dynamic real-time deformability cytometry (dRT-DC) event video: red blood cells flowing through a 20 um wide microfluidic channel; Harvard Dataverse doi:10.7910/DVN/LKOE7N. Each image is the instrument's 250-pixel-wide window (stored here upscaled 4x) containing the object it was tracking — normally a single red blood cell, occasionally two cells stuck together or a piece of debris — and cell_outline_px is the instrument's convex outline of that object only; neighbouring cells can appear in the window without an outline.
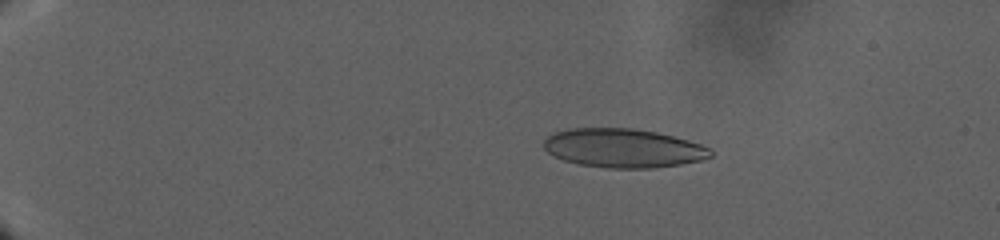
{"species": "human", "species_latin": "Homo sapiens", "temperature_condition": "warm", "stored_images_in_passage": 96, "camera_frame_rate_fps": 3000, "um_per_image_px": 0.085, "donor": {"sex": "male"}, "frame": {"image": 1, "passage_image": 19, "time_ms": 9.667, "image_size_px": [1000, 240], "cell_outline_px": [[712, 156], [700, 160], [680, 164], [652, 168], [608, 168], [580, 164], [564, 160], [548, 152], [544, 148], [544, 140], [548, 136], [556, 132], [568, 128], [632, 128], [656, 132], [688, 140], [700, 144], [708, 148], [712, 152]], "centroid_in_image_um": [52.96, 12.59], "position_along_channel_um": 32.0, "area_um2": 37.51}}
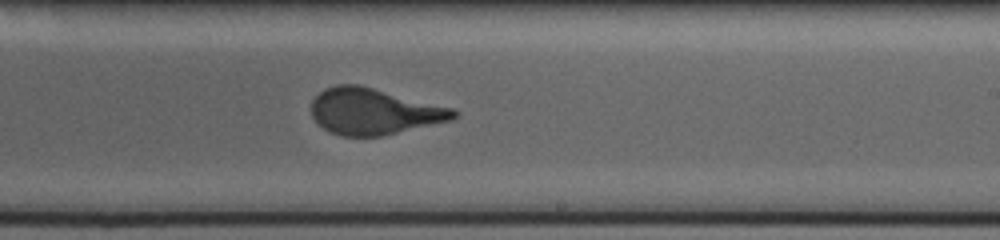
{"frame": {"image": 2, "passage_image": 62, "time_ms": 30.333, "image_size_px": [1000, 240], "cell_outline_px": [[460, 112], [452, 120], [380, 136], [344, 136], [332, 132], [316, 124], [312, 116], [312, 100], [324, 88], [336, 84], [360, 84], [452, 108]], "centroid_in_image_um": [31.76, 9.46], "position_along_channel_um": 257.2, "area_um2": 38.21}}
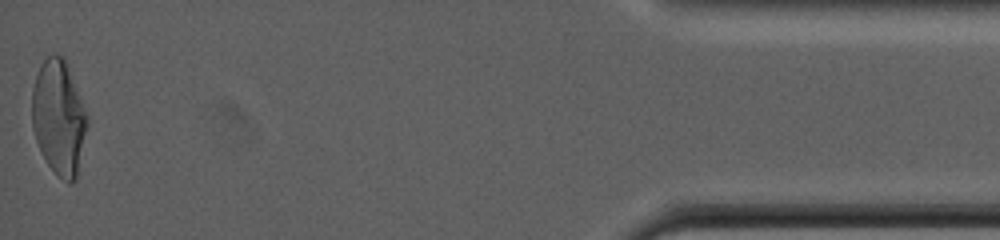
{"frame": {"image": 3, "passage_image": 96, "time_ms": 45.0, "image_size_px": [1000, 240], "cell_outline_px": [[88, 124], [76, 180], [72, 184], [68, 184], [56, 176], [48, 164], [36, 140], [32, 128], [32, 88], [40, 64], [52, 52], [64, 56], [68, 64], [88, 116]], "centroid_in_image_um": [5.01, 9.98], "position_along_channel_um": 430.2, "area_um2": 37.4}}